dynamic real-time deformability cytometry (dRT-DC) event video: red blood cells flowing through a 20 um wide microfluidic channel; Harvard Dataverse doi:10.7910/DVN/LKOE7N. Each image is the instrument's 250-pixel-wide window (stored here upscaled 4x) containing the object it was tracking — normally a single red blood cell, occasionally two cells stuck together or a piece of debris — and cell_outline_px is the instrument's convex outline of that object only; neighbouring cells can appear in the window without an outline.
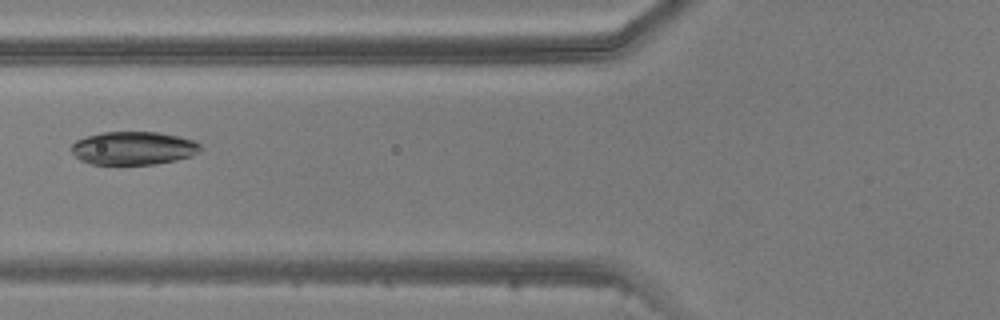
{"species": "common noctule bat (a hibernating species)", "species_latin": "Nyctalus noctula", "temperature_condition": "warm", "stored_images_in_passage": 5, "camera_frame_rate_fps": 3000, "um_per_image_px": 0.085, "animal": {"sex": "male", "body_mass_g": 20.5, "forearm_length_mm": 52.5}, "frame": {"image": 1, "passage_image": 5, "time_ms": 5.667, "image_size_px": [1000, 320], "cell_outline_px": [[200, 152], [192, 156], [176, 160], [156, 164], [92, 164], [80, 160], [72, 152], [72, 144], [76, 140], [100, 132], [160, 132], [196, 140], [200, 144]], "centroid_in_image_um": [11.37, 12.59], "position_along_channel_um": 114.4, "area_um2": 25.09}}